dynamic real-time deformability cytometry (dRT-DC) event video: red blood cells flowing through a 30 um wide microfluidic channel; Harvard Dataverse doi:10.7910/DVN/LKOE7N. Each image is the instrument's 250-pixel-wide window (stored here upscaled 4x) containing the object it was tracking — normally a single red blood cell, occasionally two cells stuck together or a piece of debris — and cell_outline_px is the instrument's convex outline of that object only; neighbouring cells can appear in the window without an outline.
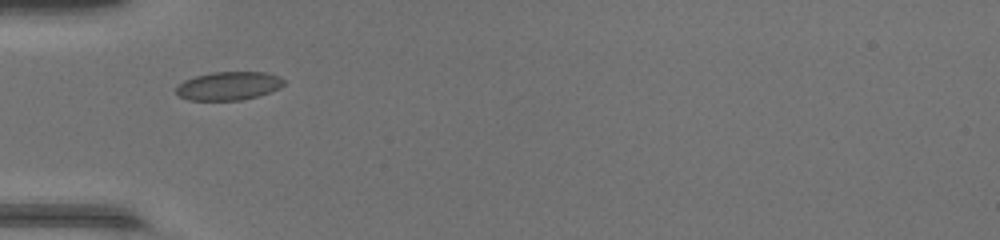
{"species": "common noctule bat (a hibernating species)", "species_latin": "Nyctalus noctula", "temperature_condition": "warm", "stored_images_in_passage": 32, "camera_frame_rate_fps": 3000, "um_per_image_px": 0.085, "animal": {"sex": "female", "body_mass_g": 17.0, "forearm_length_mm": 48.0}, "frame": {"image": 1, "passage_image": 1, "time_ms": 0.0, "image_size_px": [1000, 240], "cell_outline_px": [[284, 84], [280, 88], [256, 96], [240, 100], [188, 100], [180, 96], [176, 92], [176, 88], [184, 80], [196, 76], [212, 72], [264, 72], [280, 76], [284, 80]], "centroid_in_image_um": [19.44, 7.29], "position_along_channel_um": 65.6, "area_um2": 17.69}}
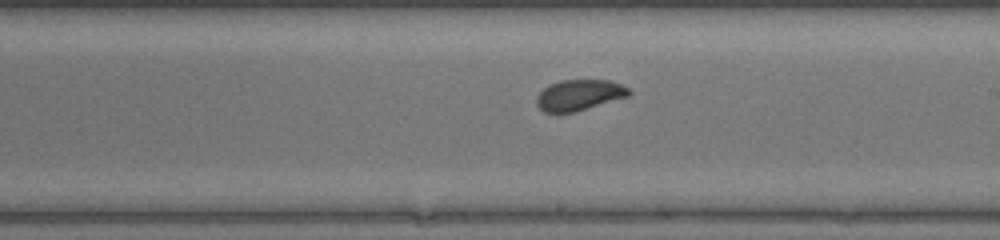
{"frame": {"image": 2, "passage_image": 13, "time_ms": 4.0, "image_size_px": [1000, 240], "cell_outline_px": [[632, 92], [628, 96], [576, 112], [544, 112], [536, 104], [536, 96], [544, 88], [560, 80], [608, 80], [620, 84], [628, 88]], "centroid_in_image_um": [49.23, 8.08], "position_along_channel_um": 239.8, "area_um2": 16.47}}
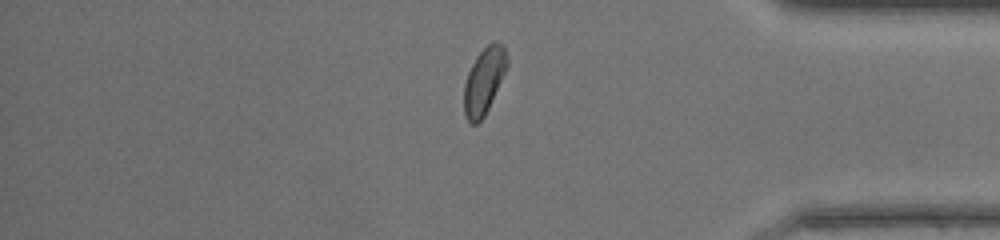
{"frame": {"image": 3, "passage_image": 25, "time_ms": 8.0, "image_size_px": [1000, 240], "cell_outline_px": [[508, 64], [488, 108], [484, 116], [476, 124], [472, 124], [464, 116], [464, 84], [468, 72], [476, 56], [492, 40], [496, 40], [504, 44], [508, 56]], "centroid_in_image_um": [41.14, 6.82], "position_along_channel_um": 394.1, "area_um2": 16.59}, "authors_computed_cell_mechanics": {"area_um2": 17.0221, "velocity_mm_per_s": 4.3982, "shape_relaxation_time_tau1_ms": 5.6483, "shape_relaxation_time_tau2_ms": null, "deformation_change_tau1": 0.1345, "deformation_change_tau2": null}}